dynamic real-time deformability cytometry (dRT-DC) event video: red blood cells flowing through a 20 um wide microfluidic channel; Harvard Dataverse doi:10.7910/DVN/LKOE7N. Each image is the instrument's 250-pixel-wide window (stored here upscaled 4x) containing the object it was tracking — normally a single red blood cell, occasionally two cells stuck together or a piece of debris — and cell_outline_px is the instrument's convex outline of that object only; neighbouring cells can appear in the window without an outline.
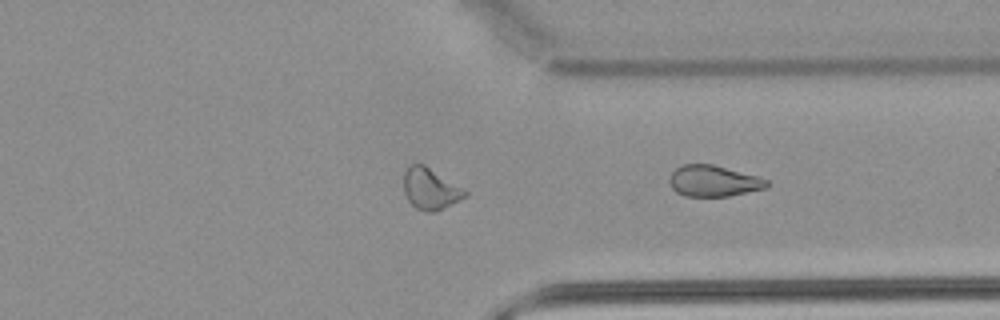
{"species": "common noctule bat (a hibernating species)", "species_latin": "Nyctalus noctula", "temperature_condition": "warm", "stored_images_in_passage": 32, "camera_frame_rate_fps": 3000, "um_per_image_px": 0.085, "animal": {"sex": "male", "body_mass_g": 21.5, "forearm_length_mm": 52.0}, "frame": {"image": 1, "passage_image": 32, "time_ms": 10.333, "image_size_px": [1000, 320], "cell_outline_px": [[768, 188], [728, 196], [684, 196], [676, 192], [672, 188], [668, 180], [668, 176], [676, 168], [684, 164], [712, 164], [760, 176], [768, 180]], "centroid_in_image_um": [60.65, 15.38], "position_along_channel_um": 350.7, "area_um2": 17.86}}